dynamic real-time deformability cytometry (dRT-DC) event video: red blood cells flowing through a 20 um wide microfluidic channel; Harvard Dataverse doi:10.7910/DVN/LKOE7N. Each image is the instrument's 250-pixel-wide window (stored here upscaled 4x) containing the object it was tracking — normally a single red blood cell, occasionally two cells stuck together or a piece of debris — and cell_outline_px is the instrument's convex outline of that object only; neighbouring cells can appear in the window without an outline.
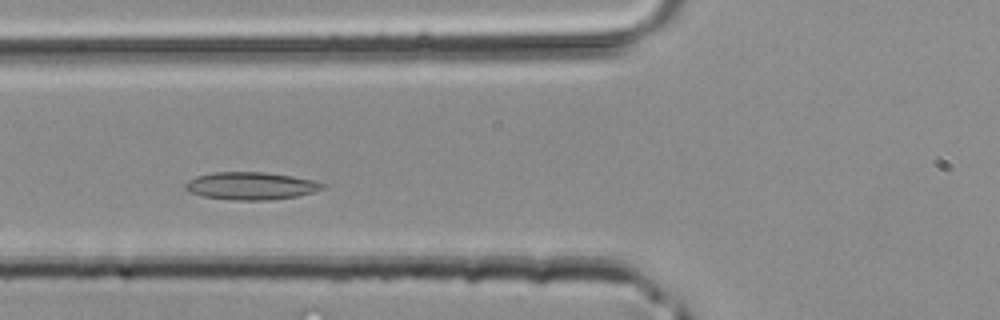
{"species": "common noctule bat (a hibernating species)", "species_latin": "Nyctalus noctula", "temperature_condition": "room temperature", "stored_images_in_passage": 34, "camera_frame_rate_fps": 3000, "um_per_image_px": 0.085, "animal": {"sex": "male", "body_mass_g": 20.4}, "frame": {"image": 1, "passage_image": 8, "time_ms": 2.333, "image_size_px": [1000, 320], "cell_outline_px": [[328, 184], [324, 188], [316, 192], [296, 196], [268, 200], [232, 200], [200, 196], [188, 192], [184, 188], [184, 184], [188, 180], [196, 176], [212, 172], [264, 172], [292, 176], [312, 180]], "centroid_in_image_um": [21.31, 15.8], "position_along_channel_um": 104.5, "area_um2": 22.31}}
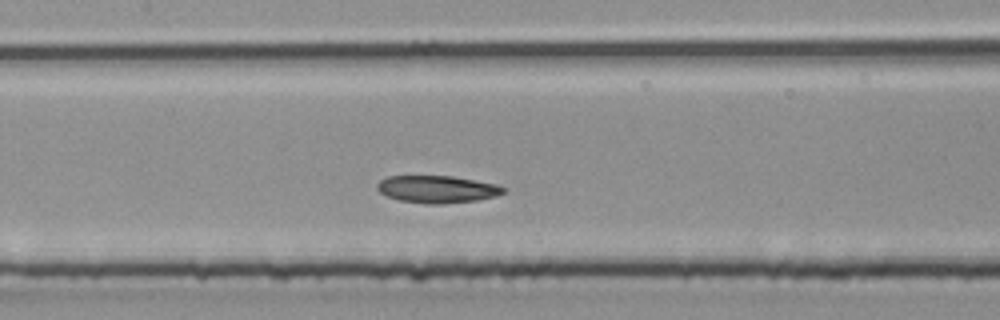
{"frame": {"image": 2, "passage_image": 12, "time_ms": 3.667, "image_size_px": [1000, 320], "cell_outline_px": [[508, 188], [504, 192], [496, 196], [476, 200], [444, 204], [428, 204], [400, 200], [388, 196], [380, 192], [376, 188], [376, 184], [380, 180], [388, 176], [452, 176], [500, 184]], "centroid_in_image_um": [37.2, 16.08], "position_along_channel_um": 170.2, "area_um2": 20.23}}
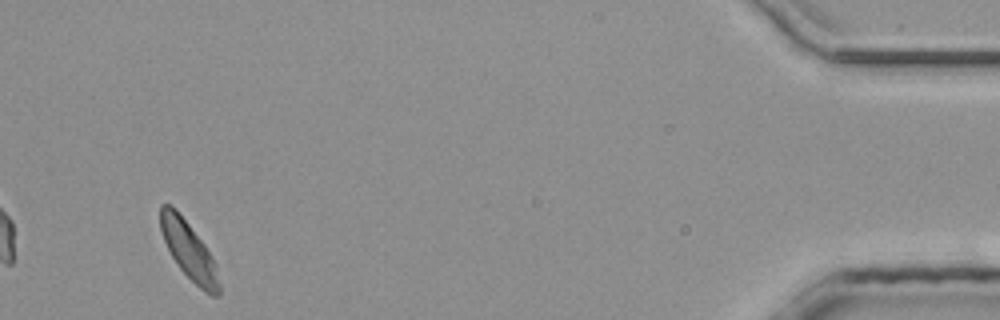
{"frame": {"image": 3, "passage_image": 32, "time_ms": 10.333, "image_size_px": [1000, 320], "cell_outline_px": [[220, 296], [212, 296], [204, 292], [180, 268], [172, 256], [160, 232], [160, 204], [172, 204], [176, 208], [204, 244], [212, 256], [216, 264], [220, 284]], "centroid_in_image_um": [16.06, 21.28], "position_along_channel_um": 419.1, "area_um2": 19.71}}